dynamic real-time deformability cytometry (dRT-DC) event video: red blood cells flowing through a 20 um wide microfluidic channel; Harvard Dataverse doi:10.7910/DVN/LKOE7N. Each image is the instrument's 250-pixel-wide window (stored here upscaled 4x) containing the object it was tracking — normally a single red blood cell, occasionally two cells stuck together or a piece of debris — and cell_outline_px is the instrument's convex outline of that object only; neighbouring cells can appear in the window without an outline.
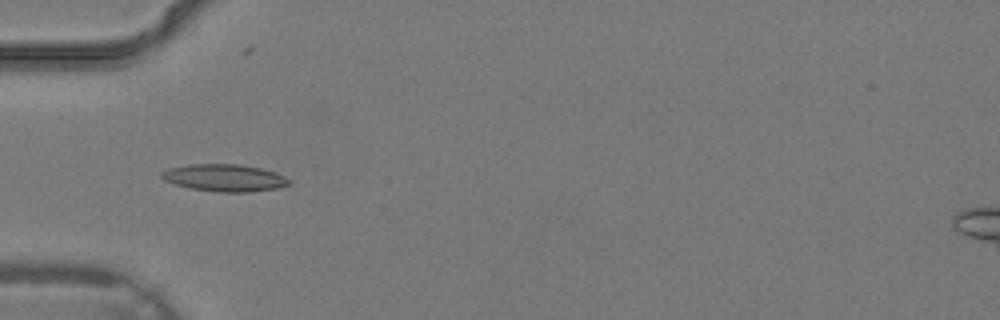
{"species": "common noctule bat (a hibernating species)", "species_latin": "Nyctalus noctula", "temperature_condition": "warm", "stored_images_in_passage": 37, "camera_frame_rate_fps": 3000, "um_per_image_px": 0.085, "animal": {"sex": "male", "body_mass_g": 19.2, "forearm_length_mm": 51.8}, "frame": {"image": 1, "passage_image": 13, "time_ms": 4.0, "image_size_px": [1000, 320], "cell_outline_px": [[292, 184], [280, 188], [252, 192], [220, 192], [192, 188], [176, 184], [164, 180], [160, 176], [160, 172], [168, 168], [188, 164], [240, 164], [260, 168], [276, 172], [292, 180]], "centroid_in_image_um": [19.14, 15.11], "position_along_channel_um": 65.9, "area_um2": 20.4}}
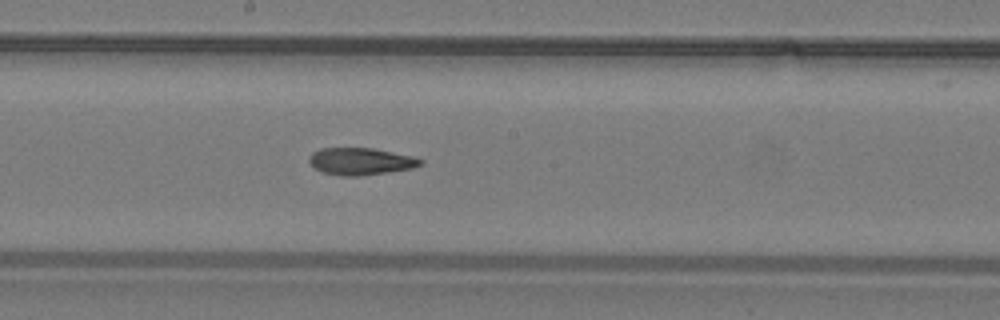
{"frame": {"image": 2, "passage_image": 21, "time_ms": 6.667, "image_size_px": [1000, 320], "cell_outline_px": [[424, 160], [420, 164], [412, 168], [388, 172], [356, 176], [344, 176], [324, 172], [316, 168], [308, 160], [308, 156], [312, 152], [320, 148], [372, 148], [412, 156]], "centroid_in_image_um": [30.63, 13.7], "position_along_channel_um": 217.6, "area_um2": 17.34}}
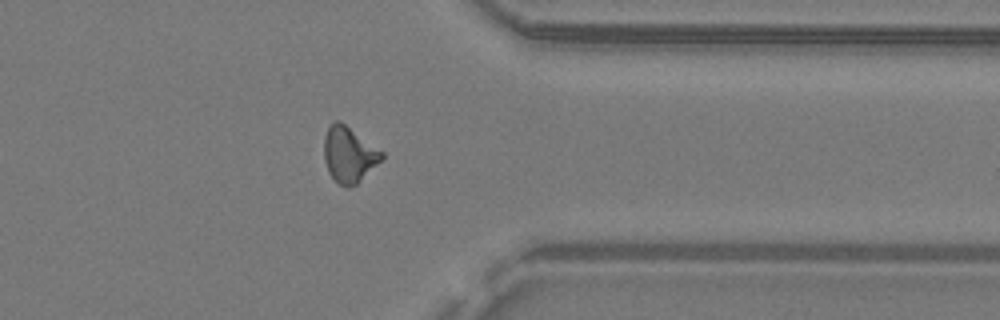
{"frame": {"image": 3, "passage_image": 30, "time_ms": 9.667, "image_size_px": [1000, 320], "cell_outline_px": [[384, 156], [356, 184], [348, 188], [340, 184], [328, 172], [324, 160], [324, 136], [328, 124], [336, 120], [340, 120], [384, 152]], "centroid_in_image_um": [29.63, 13.09], "position_along_channel_um": 381.8, "area_um2": 18.61}}